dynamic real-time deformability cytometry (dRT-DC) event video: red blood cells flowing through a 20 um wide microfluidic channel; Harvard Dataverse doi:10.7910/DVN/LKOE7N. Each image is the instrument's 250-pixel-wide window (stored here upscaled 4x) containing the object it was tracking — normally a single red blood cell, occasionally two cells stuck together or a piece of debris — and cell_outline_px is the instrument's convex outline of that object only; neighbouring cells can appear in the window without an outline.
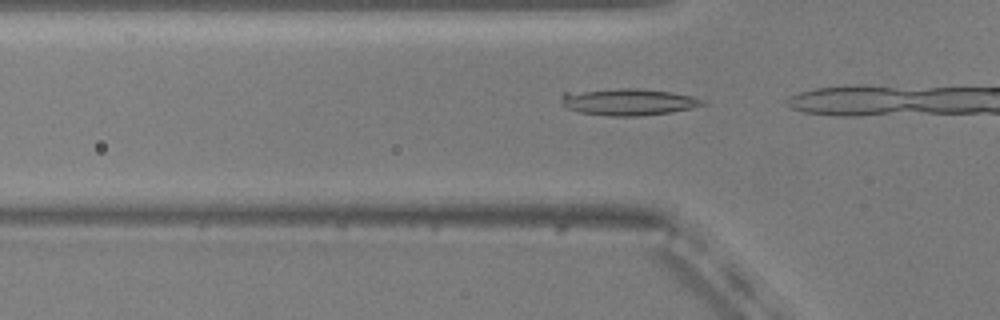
{"species": "common noctule bat (a hibernating species)", "species_latin": "Nyctalus noctula", "temperature_condition": "warm", "stored_images_in_passage": 5, "camera_frame_rate_fps": 3000, "um_per_image_px": 0.085, "animal": {"sex": "male", "body_mass_g": 20.5, "forearm_length_mm": 52.5}, "frame": {"image": 1, "passage_image": 2, "time_ms": 0.333, "image_size_px": [1000, 320], "cell_outline_px": [[708, 104], [692, 108], [672, 112], [636, 116], [612, 116], [580, 112], [568, 108], [560, 104], [560, 96], [564, 92], [620, 88], [636, 88], [672, 92], [692, 96], [704, 100]], "centroid_in_image_um": [53.4, 8.65], "position_along_channel_um": 72.4, "area_um2": 22.2}}